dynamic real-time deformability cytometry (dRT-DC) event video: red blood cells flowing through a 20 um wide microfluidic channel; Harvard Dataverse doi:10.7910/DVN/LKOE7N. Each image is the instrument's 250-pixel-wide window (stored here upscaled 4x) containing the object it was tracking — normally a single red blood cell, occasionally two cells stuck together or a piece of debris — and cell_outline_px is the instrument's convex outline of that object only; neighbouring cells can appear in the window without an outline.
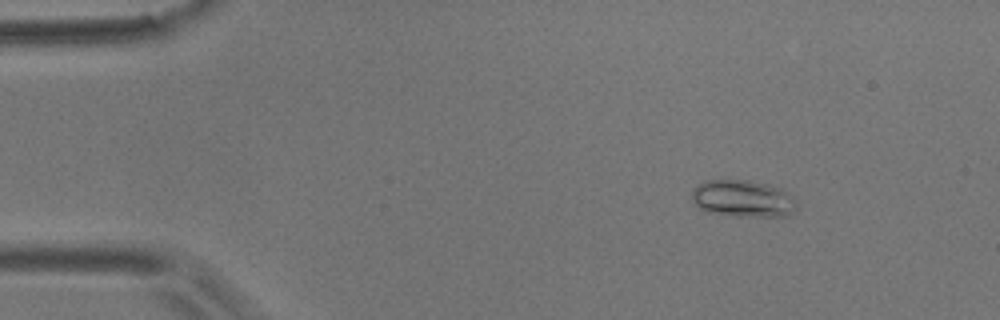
{"species": "common noctule bat (a hibernating species)", "species_latin": "Nyctalus noctula", "temperature_condition": "room temperature", "stored_images_in_passage": 8, "camera_frame_rate_fps": 3000, "um_per_image_px": 0.085, "animal": {"sex": "male", "body_mass_g": 17.9}, "frame": {"image": 1, "passage_image": 3, "time_ms": 0.667, "image_size_px": [1000, 320], "cell_outline_px": [[796, 208], [788, 216], [736, 216], [708, 212], [700, 208], [692, 200], [692, 188], [696, 184], [704, 180], [752, 180], [784, 188], [796, 200]], "centroid_in_image_um": [63.15, 16.86], "position_along_channel_um": 21.8, "area_um2": 22.95}}
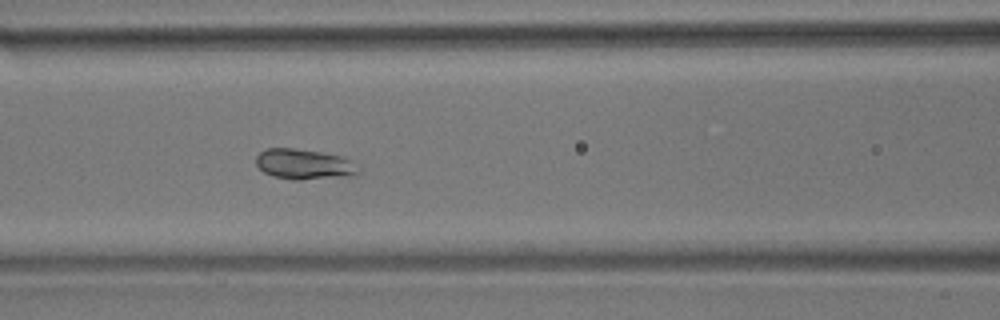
{"frame": {"image": 2, "passage_image": 8, "time_ms": 2.333, "image_size_px": [1000, 320], "cell_outline_px": [[360, 172], [356, 176], [300, 180], [292, 180], [272, 176], [264, 172], [256, 164], [256, 156], [260, 152], [268, 148], [296, 148], [320, 152], [340, 156], [348, 160]], "centroid_in_image_um": [25.82, 13.97], "position_along_channel_um": 140.8, "area_um2": 18.09}}